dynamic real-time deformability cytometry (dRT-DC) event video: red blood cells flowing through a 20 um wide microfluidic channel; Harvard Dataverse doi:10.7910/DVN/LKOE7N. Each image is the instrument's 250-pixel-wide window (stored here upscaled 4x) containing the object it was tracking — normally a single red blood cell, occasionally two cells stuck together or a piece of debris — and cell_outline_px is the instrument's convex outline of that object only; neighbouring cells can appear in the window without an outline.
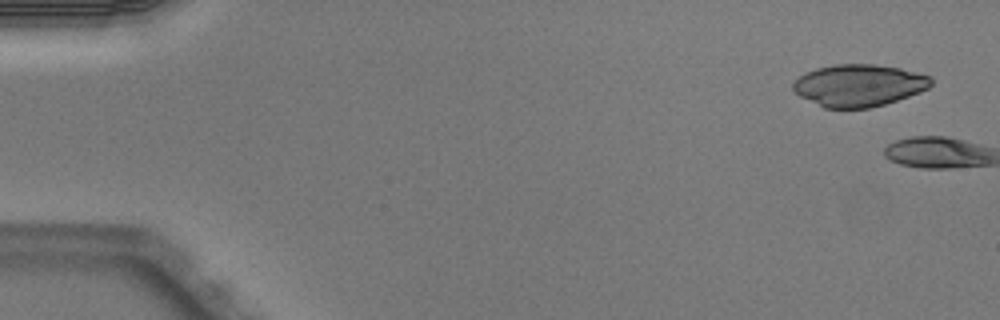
{"species": "Egyptian fruit bat (a non-hibernating species)", "species_latin": "Rousettus aegyptiacus", "temperature_condition": "warm", "stored_images_in_passage": 5, "camera_frame_rate_fps": 3000, "um_per_image_px": 0.085, "animal": {"sex": "male"}, "frame": {"image": 1, "passage_image": 1, "time_ms": 0.0, "image_size_px": [1000, 320], "cell_outline_px": [[932, 84], [928, 88], [920, 92], [884, 104], [868, 108], [824, 108], [800, 96], [792, 88], [792, 84], [800, 76], [816, 68], [836, 64], [876, 64], [900, 68], [932, 76]], "centroid_in_image_um": [73.02, 7.25], "position_along_channel_um": 12.0, "area_um2": 33.7}}
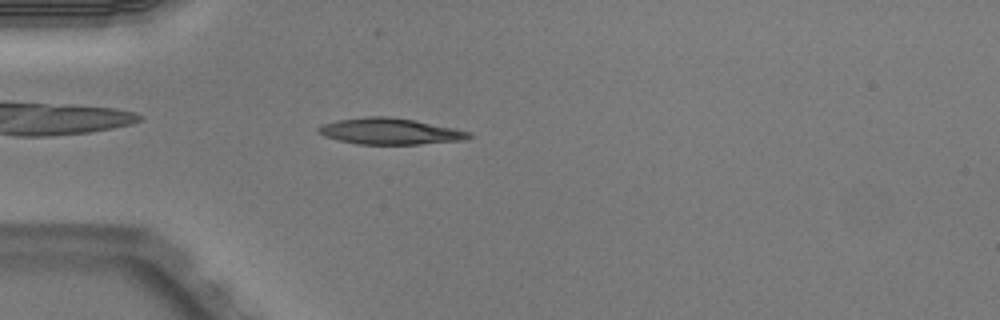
{"frame": {"image": 2, "passage_image": 5, "time_ms": 1.333, "image_size_px": [1000, 320], "cell_outline_px": [[476, 136], [464, 140], [420, 144], [356, 144], [324, 136], [316, 132], [316, 128], [324, 124], [336, 120], [368, 116], [388, 116], [416, 120], [456, 128], [472, 132]], "centroid_in_image_um": [33.2, 11.15], "position_along_channel_um": 51.8, "area_um2": 23.29}}